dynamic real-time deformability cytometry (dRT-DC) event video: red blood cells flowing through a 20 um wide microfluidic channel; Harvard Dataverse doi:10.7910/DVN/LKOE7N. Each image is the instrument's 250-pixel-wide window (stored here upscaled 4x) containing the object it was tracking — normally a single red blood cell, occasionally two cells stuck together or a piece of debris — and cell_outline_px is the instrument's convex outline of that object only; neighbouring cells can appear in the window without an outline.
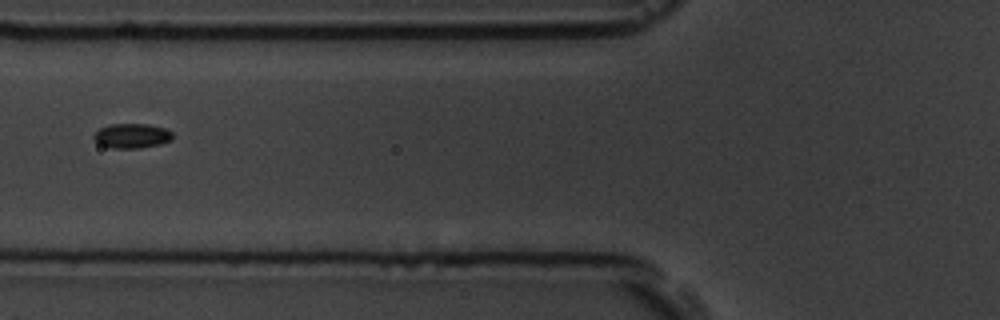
{"species": "common noctule bat (a hibernating species)", "species_latin": "Nyctalus noctula", "temperature_condition": "room temperature", "stored_images_in_passage": 8, "camera_frame_rate_fps": 3000, "um_per_image_px": 0.085, "animal": {"sex": "male", "body_mass_g": 19.5, "forearm_length_mm": 54.6}, "frame": {"image": 1, "passage_image": 3, "time_ms": 2.333, "image_size_px": [1000, 320], "cell_outline_px": [[172, 140], [160, 144], [136, 148], [112, 148], [100, 144], [92, 136], [100, 128], [108, 124], [148, 124], [164, 128], [172, 132]], "centroid_in_image_um": [11.21, 11.53], "position_along_channel_um": 114.6, "area_um2": 11.21}}
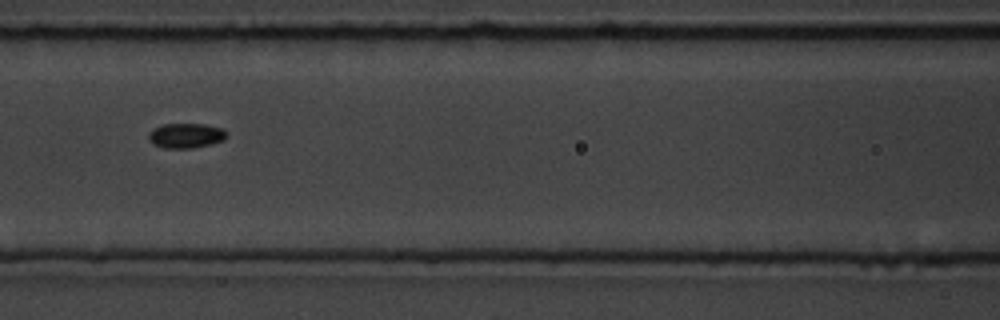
{"frame": {"image": 2, "passage_image": 4, "time_ms": 3.333, "image_size_px": [1000, 320], "cell_outline_px": [[228, 136], [224, 140], [212, 144], [192, 148], [164, 148], [152, 144], [148, 140], [148, 136], [152, 128], [164, 124], [204, 124], [220, 128], [228, 132]], "centroid_in_image_um": [15.8, 11.53], "position_along_channel_um": 150.8, "area_um2": 11.44}}
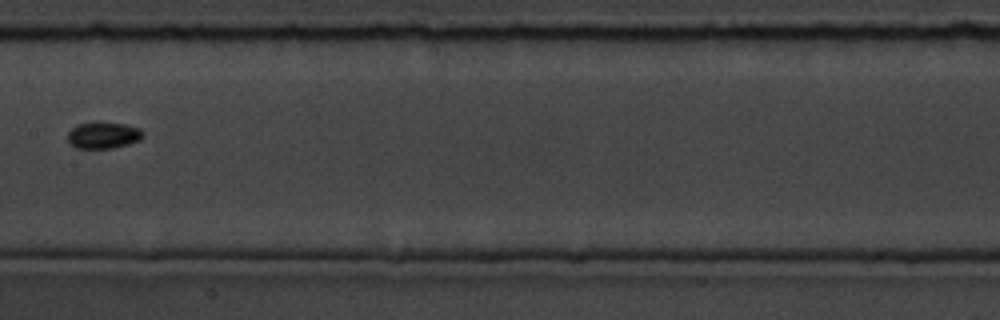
{"frame": {"image": 3, "passage_image": 5, "time_ms": 4.667, "image_size_px": [1000, 320], "cell_outline_px": [[144, 136], [140, 140], [128, 144], [112, 148], [76, 148], [68, 140], [68, 132], [76, 124], [96, 120], [124, 124], [140, 128], [144, 132]], "centroid_in_image_um": [8.79, 11.46], "position_along_channel_um": 198.6, "area_um2": 11.96}}